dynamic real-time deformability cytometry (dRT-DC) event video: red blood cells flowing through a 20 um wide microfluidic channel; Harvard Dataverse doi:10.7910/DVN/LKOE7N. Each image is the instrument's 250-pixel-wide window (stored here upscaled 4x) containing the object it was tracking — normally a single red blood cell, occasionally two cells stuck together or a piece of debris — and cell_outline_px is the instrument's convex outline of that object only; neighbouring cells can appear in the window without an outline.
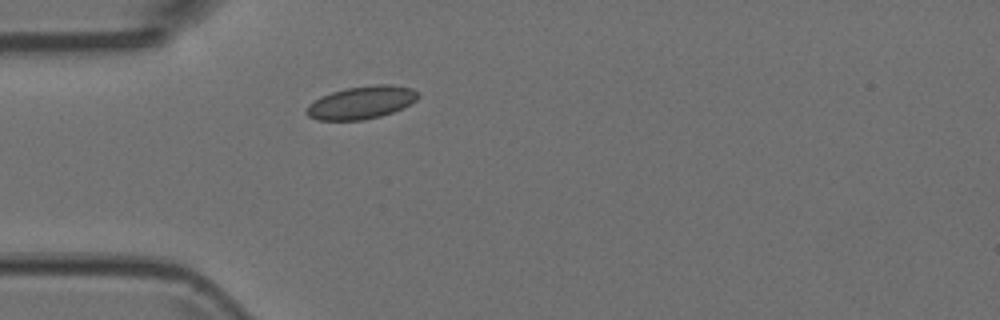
{"species": "Egyptian fruit bat (a non-hibernating species)", "species_latin": "Rousettus aegyptiacus", "temperature_condition": "room temperature", "stored_images_in_passage": 2, "camera_frame_rate_fps": 3000, "um_per_image_px": 0.085, "animal": {"sex": "female"}, "frame": {"image": 1, "passage_image": 2, "time_ms": 0.333, "image_size_px": [1000, 320], "cell_outline_px": [[420, 96], [416, 100], [392, 112], [380, 116], [364, 120], [316, 120], [308, 116], [304, 112], [304, 108], [308, 104], [320, 96], [344, 88], [376, 84], [392, 84], [412, 88], [420, 92]], "centroid_in_image_um": [30.68, 8.7], "position_along_channel_um": 54.3, "area_um2": 21.56}}